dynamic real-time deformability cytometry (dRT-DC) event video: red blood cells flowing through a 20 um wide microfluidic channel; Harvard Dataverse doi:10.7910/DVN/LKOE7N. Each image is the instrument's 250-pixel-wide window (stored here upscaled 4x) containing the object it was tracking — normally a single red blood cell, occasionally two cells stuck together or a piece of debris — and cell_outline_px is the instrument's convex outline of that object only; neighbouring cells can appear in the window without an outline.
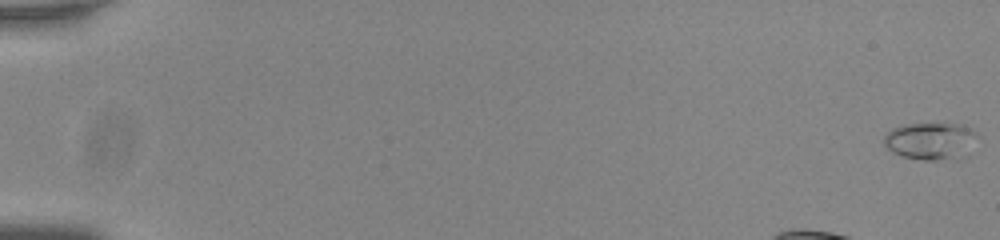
{"species": "common noctule bat (a hibernating species)", "species_latin": "Nyctalus noctula", "temperature_condition": "room temperature", "stored_images_in_passage": 54, "camera_frame_rate_fps": 3000, "um_per_image_px": 0.085, "animal": {"sex": "male", "body_mass_g": 20.0, "forearm_length_mm": 53.3}, "frame": {"image": 1, "passage_image": 1, "time_ms": 0.0, "image_size_px": [1000, 240], "cell_outline_px": [[980, 136], [952, 156], [936, 160], [924, 160], [904, 156], [892, 152], [884, 144], [884, 136], [892, 128], [904, 124], [944, 120], [964, 124], [976, 132]], "centroid_in_image_um": [79.01, 11.85], "position_along_channel_um": 6.0, "area_um2": 20.0}}
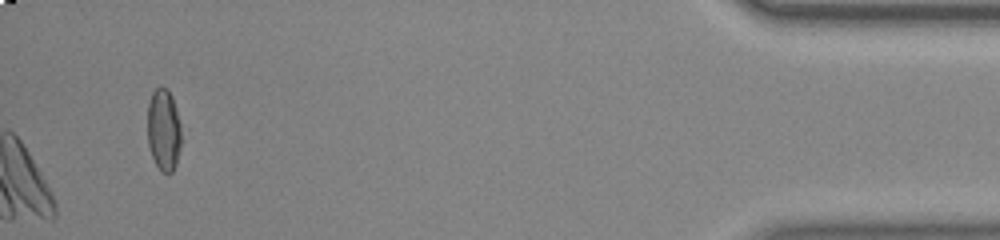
{"frame": {"image": 2, "passage_image": 54, "time_ms": 17.667, "image_size_px": [1000, 240], "cell_outline_px": [[180, 148], [176, 164], [172, 172], [168, 176], [160, 172], [152, 156], [148, 144], [148, 104], [152, 92], [160, 84], [168, 88], [172, 96], [180, 124]], "centroid_in_image_um": [13.9, 11.04], "position_along_channel_um": 421.3, "area_um2": 16.36}, "authors_computed_cell_mechanics": {"area_um2": 17.5134, "velocity_mm_per_s": 3.7601, "shape_relaxation_time_tau1_ms": 1.0833, "shape_relaxation_time_tau2_ms": 3.8486, "deformation_change_tau1": 0.2817, "deformation_change_tau2": 0.1039}}